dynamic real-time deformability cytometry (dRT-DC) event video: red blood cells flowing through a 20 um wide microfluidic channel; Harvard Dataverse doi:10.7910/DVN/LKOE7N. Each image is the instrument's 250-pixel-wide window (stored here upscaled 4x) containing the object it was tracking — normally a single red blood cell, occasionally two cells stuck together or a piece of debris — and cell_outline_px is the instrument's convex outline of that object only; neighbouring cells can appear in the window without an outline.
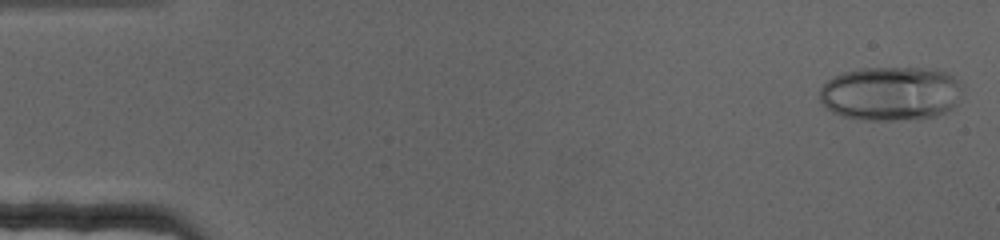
{"species": "human", "species_latin": "Homo sapiens", "temperature_condition": "cold", "stored_images_in_passage": 70, "camera_frame_rate_fps": 3000, "um_per_image_px": 0.085, "donor": {"sex": "female"}, "frame": {"image": 1, "passage_image": 2, "time_ms": 0.333, "image_size_px": [1000, 240], "cell_outline_px": [[964, 88], [952, 108], [936, 116], [892, 120], [864, 120], [844, 116], [832, 112], [820, 100], [820, 88], [832, 76], [844, 72], [860, 68], [920, 68], [948, 72]], "centroid_in_image_um": [75.7, 7.94], "position_along_channel_um": 9.3, "area_um2": 44.85}}
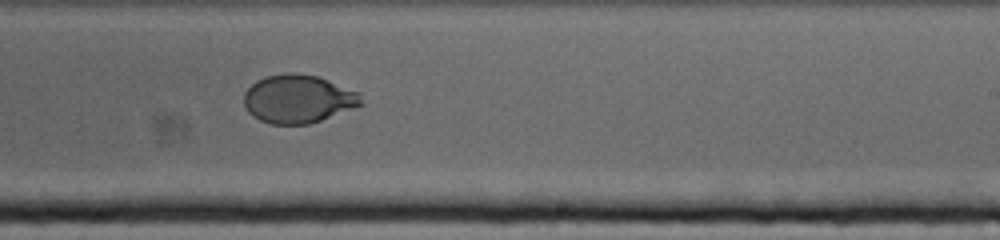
{"frame": {"image": 2, "passage_image": 43, "time_ms": 14.0, "image_size_px": [1000, 240], "cell_outline_px": [[364, 104], [320, 120], [308, 124], [272, 124], [260, 120], [252, 116], [248, 112], [244, 104], [244, 92], [256, 80], [268, 76], [288, 72], [296, 72], [316, 76], [360, 92]], "centroid_in_image_um": [25.33, 8.4], "position_along_channel_um": 263.7, "area_um2": 32.95}}
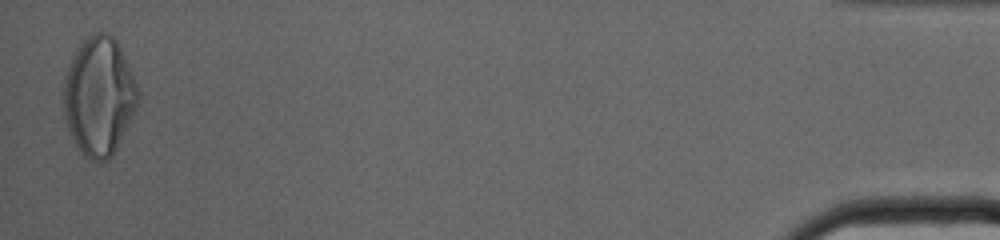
{"frame": {"image": 3, "passage_image": 69, "time_ms": 22.667, "image_size_px": [1000, 240], "cell_outline_px": [[140, 96], [136, 108], [112, 156], [108, 160], [92, 160], [84, 156], [80, 152], [68, 128], [64, 116], [64, 76], [72, 56], [84, 40], [88, 36], [96, 32], [104, 32], [112, 36], [116, 40], [120, 48], [140, 92]], "centroid_in_image_um": [8.41, 8.18], "position_along_channel_um": 426.8, "area_um2": 50.81}}